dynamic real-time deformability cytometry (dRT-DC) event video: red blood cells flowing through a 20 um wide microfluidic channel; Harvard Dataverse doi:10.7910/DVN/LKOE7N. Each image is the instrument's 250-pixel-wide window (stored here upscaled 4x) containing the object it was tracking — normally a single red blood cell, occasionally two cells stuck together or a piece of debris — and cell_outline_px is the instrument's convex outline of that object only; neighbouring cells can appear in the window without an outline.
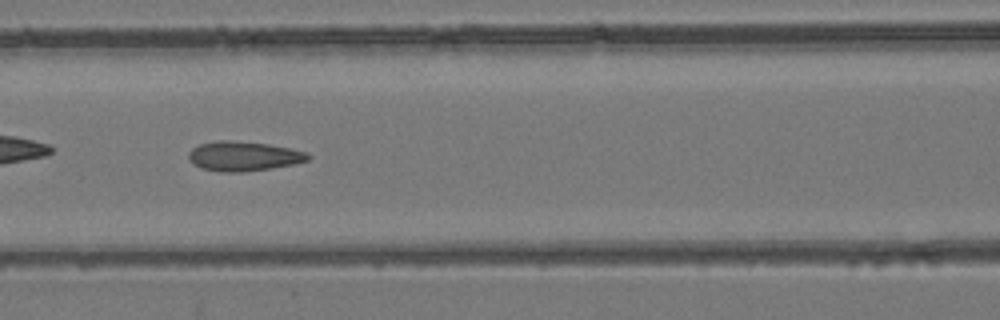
{"species": "common noctule bat (a hibernating species)", "species_latin": "Nyctalus noctula", "temperature_condition": "room temperature", "stored_images_in_passage": 52, "camera_frame_rate_fps": 3000, "um_per_image_px": 0.085, "animal": {"sex": "female", "body_mass_g": 24.6, "forearm_length_mm": 56.2}, "frame": {"image": 1, "passage_image": 23, "time_ms": 7.333, "image_size_px": [1000, 320], "cell_outline_px": [[312, 156], [308, 160], [296, 164], [272, 168], [244, 172], [220, 172], [200, 168], [192, 164], [188, 156], [188, 152], [192, 148], [200, 144], [216, 140], [232, 140], [268, 144], [308, 152]], "centroid_in_image_um": [20.7, 13.28], "position_along_channel_um": 145.9, "area_um2": 20.87}}
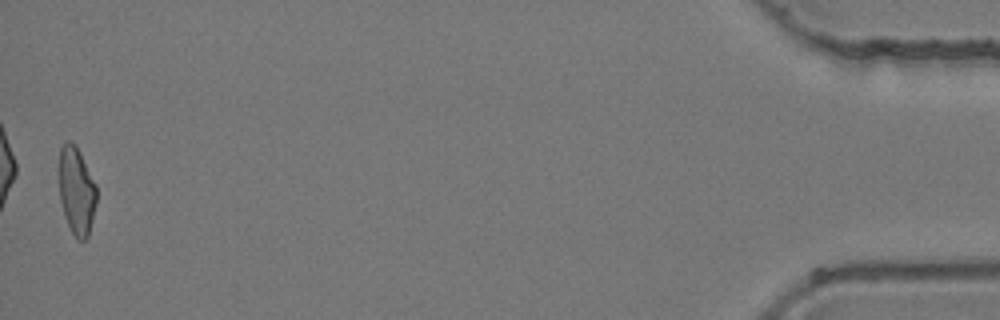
{"frame": {"image": 2, "passage_image": 52, "time_ms": 17.0, "image_size_px": [1000, 320], "cell_outline_px": [[96, 204], [88, 236], [84, 240], [80, 240], [72, 232], [64, 216], [60, 200], [60, 148], [68, 140], [72, 140], [76, 144], [96, 184]], "centroid_in_image_um": [6.51, 16.19], "position_along_channel_um": 428.7, "area_um2": 18.96}, "authors_computed_cell_mechanics": {"area_um2": 20.0566, "velocity_mm_per_s": 3.953, "shape_relaxation_time_tau1_ms": null, "shape_relaxation_time_tau2_ms": 2.1645, "deformation_change_tau1": null, "deformation_change_tau2": 0.1062}}